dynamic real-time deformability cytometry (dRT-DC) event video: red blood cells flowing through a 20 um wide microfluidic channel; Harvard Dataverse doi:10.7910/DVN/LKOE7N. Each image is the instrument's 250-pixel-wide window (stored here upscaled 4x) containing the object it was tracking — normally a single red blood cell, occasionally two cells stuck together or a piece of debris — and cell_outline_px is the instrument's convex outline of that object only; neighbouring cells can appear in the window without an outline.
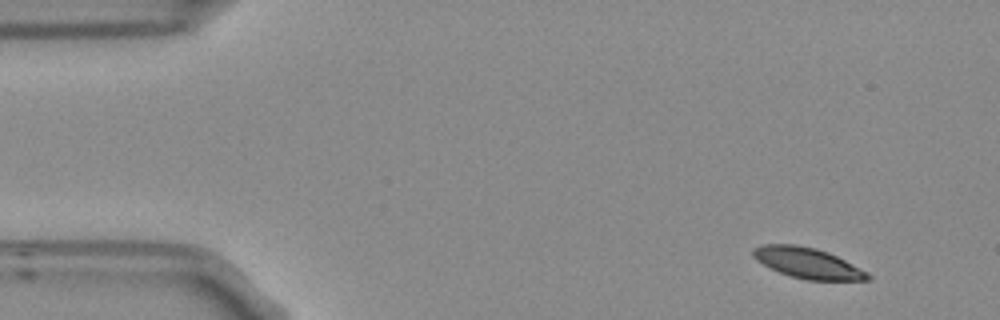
{"species": "Egyptian fruit bat (a non-hibernating species)", "species_latin": "Rousettus aegyptiacus", "temperature_condition": "room temperature", "stored_images_in_passage": 4, "segment_of_instrument_passage": [1, 2], "camera_frame_rate_fps": 3000, "um_per_image_px": 0.085, "frame": {"image": 1, "passage_image": 1, "time_ms": 0.0, "image_size_px": [1000, 320], "cell_outline_px": [[872, 280], [808, 280], [792, 276], [780, 272], [756, 260], [752, 256], [752, 248], [764, 244], [796, 244], [816, 248], [828, 252], [868, 272], [872, 276]], "centroid_in_image_um": [68.66, 22.35], "position_along_channel_um": 16.3, "area_um2": 20.35}}